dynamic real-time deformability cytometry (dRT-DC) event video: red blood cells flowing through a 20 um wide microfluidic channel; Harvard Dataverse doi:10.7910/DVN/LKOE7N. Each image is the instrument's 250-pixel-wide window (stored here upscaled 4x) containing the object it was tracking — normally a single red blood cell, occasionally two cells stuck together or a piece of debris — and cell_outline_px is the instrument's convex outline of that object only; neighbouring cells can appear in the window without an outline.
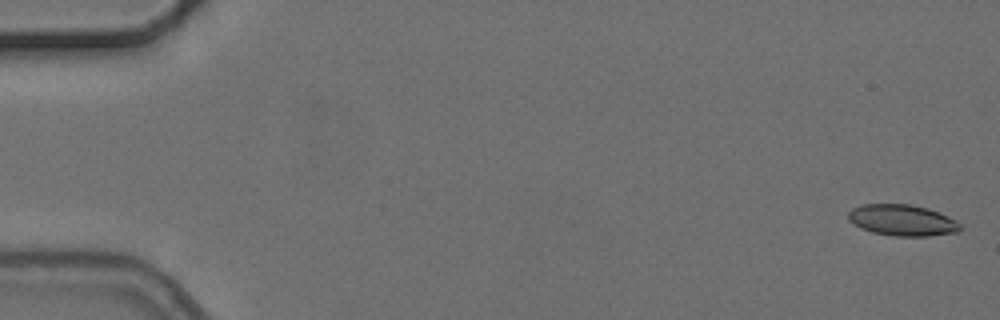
{"species": "common noctule bat (a hibernating species)", "species_latin": "Nyctalus noctula", "temperature_condition": "cold", "stored_images_in_passage": 5, "camera_frame_rate_fps": 3000, "um_per_image_px": 0.085, "animal": {"sex": "female", "body_mass_g": 24.6, "forearm_length_mm": 56.2}, "frame": {"image": 1, "passage_image": 1, "time_ms": 0.0, "image_size_px": [1000, 320], "cell_outline_px": [[960, 232], [928, 236], [896, 236], [872, 232], [860, 228], [848, 220], [848, 212], [852, 208], [864, 204], [908, 204], [928, 208], [948, 216], [956, 220], [960, 224]], "centroid_in_image_um": [76.69, 18.72], "position_along_channel_um": 8.3, "area_um2": 20.4}}
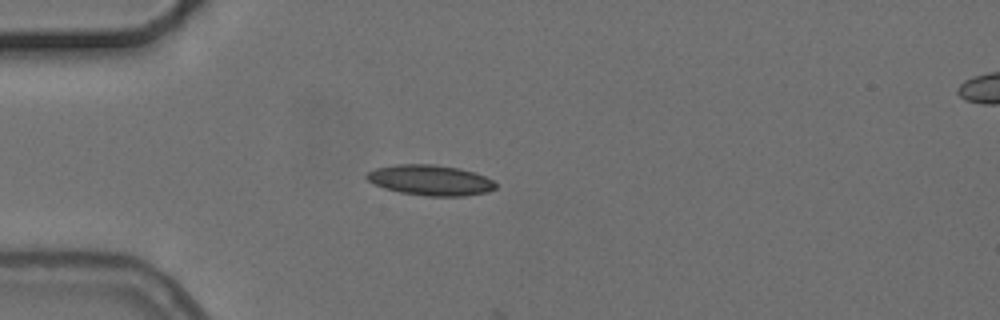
{"frame": {"image": 2, "passage_image": 4, "time_ms": 4.667, "image_size_px": [1000, 320], "cell_outline_px": [[496, 188], [488, 192], [464, 196], [424, 196], [400, 192], [384, 188], [372, 184], [364, 176], [368, 172], [376, 168], [396, 164], [432, 164], [460, 168], [484, 176], [492, 180], [496, 184]], "centroid_in_image_um": [36.55, 15.32], "position_along_channel_um": 48.4, "area_um2": 22.95}}